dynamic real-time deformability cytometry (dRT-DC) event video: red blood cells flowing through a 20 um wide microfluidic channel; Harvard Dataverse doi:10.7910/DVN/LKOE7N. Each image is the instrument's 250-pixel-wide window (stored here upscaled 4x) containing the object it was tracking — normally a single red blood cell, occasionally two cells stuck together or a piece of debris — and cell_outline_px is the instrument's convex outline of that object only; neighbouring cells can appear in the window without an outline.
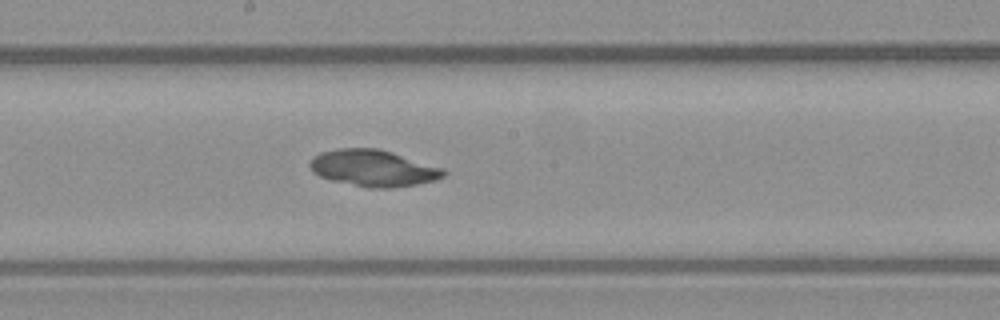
{"species": "common noctule bat (a hibernating species)", "species_latin": "Nyctalus noctula", "temperature_condition": "warm", "stored_images_in_passage": 6, "segment_of_instrument_passage": [1, 2], "camera_frame_rate_fps": 3000, "um_per_image_px": 0.085, "animal": {"sex": "male", "body_mass_g": 23.1, "forearm_length_mm": 52.7}, "frame": {"image": 1, "passage_image": 5, "time_ms": 4.667, "image_size_px": [1000, 320], "cell_outline_px": [[448, 172], [444, 176], [436, 180], [416, 184], [388, 188], [368, 188], [332, 180], [320, 176], [312, 172], [308, 164], [312, 156], [320, 152], [340, 148], [380, 148], [444, 168]], "centroid_in_image_um": [31.72, 14.28], "position_along_channel_um": 216.5, "area_um2": 28.67}}